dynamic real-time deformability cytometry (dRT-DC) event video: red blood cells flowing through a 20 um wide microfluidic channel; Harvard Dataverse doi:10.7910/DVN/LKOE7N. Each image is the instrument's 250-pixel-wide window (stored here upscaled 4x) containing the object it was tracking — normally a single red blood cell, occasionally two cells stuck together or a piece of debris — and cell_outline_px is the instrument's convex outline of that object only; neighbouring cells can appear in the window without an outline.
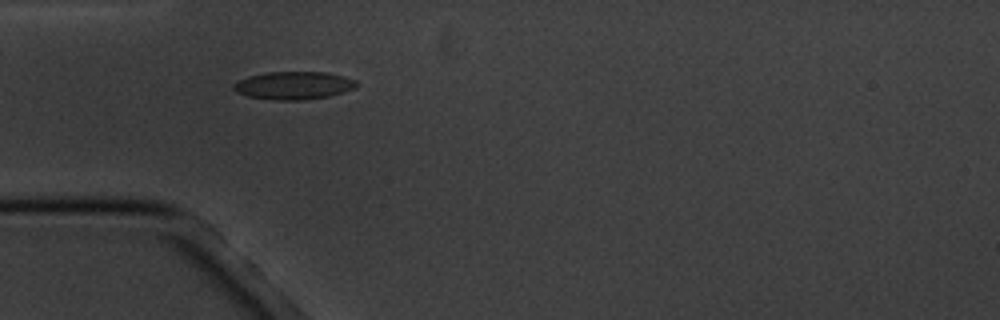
{"species": "common noctule bat (a hibernating species)", "species_latin": "Nyctalus noctula", "temperature_condition": "cold", "stored_images_in_passage": 2, "camera_frame_rate_fps": 3000, "um_per_image_px": 0.085, "animal": {"sex": "male", "body_mass_g": 20.1, "forearm_length_mm": 53.5}, "frame": {"image": 1, "passage_image": 1, "time_ms": 0.0, "image_size_px": [1000, 320], "cell_outline_px": [[356, 88], [344, 92], [328, 96], [300, 100], [272, 100], [248, 96], [236, 92], [232, 88], [232, 84], [236, 80], [248, 76], [264, 72], [328, 72], [344, 76], [356, 80]], "centroid_in_image_um": [24.92, 7.25], "position_along_channel_um": 60.1, "area_um2": 20.17}}
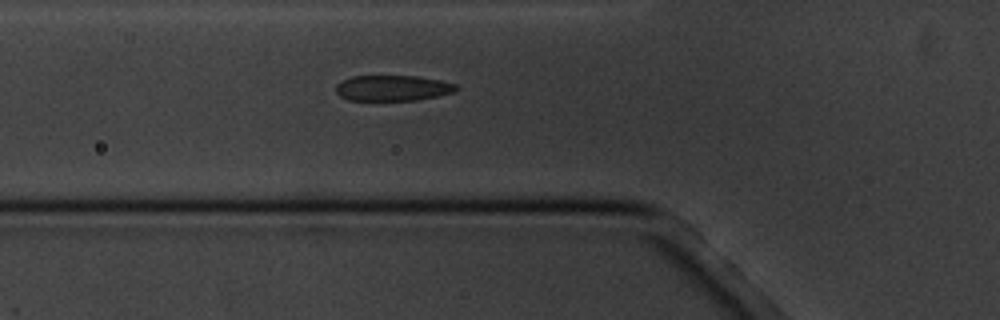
{"frame": {"image": 2, "passage_image": 2, "time_ms": 1.0, "image_size_px": [1000, 320], "cell_outline_px": [[460, 88], [456, 92], [416, 100], [348, 100], [340, 96], [336, 92], [336, 84], [352, 76], [416, 76], [440, 80], [456, 84]], "centroid_in_image_um": [33.4, 7.48], "position_along_channel_um": 92.4, "area_um2": 17.98}}